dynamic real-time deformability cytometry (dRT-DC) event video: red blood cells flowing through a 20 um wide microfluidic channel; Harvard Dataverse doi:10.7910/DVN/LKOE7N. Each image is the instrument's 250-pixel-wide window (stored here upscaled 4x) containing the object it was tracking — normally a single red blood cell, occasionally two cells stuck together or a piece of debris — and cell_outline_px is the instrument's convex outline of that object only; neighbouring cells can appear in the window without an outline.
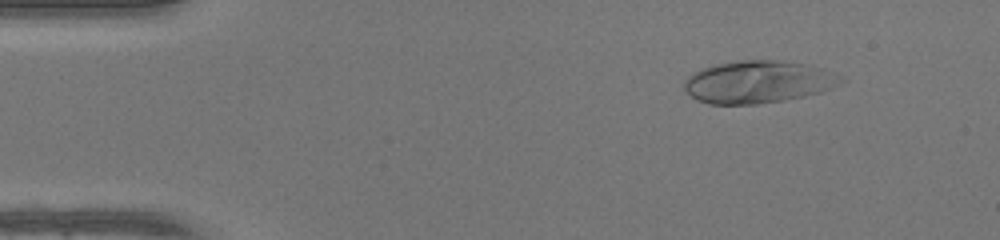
{"species": "human", "species_latin": "Homo sapiens", "temperature_condition": "warm", "stored_images_in_passage": 50, "camera_frame_rate_fps": 3000, "um_per_image_px": 0.085, "donor": {"sex": "female"}, "frame": {"image": 1, "passage_image": 7, "time_ms": 2.0, "image_size_px": [1000, 240], "cell_outline_px": [[848, 80], [832, 88], [820, 92], [804, 96], [784, 100], [756, 104], [708, 104], [696, 100], [684, 88], [684, 80], [692, 72], [700, 68], [712, 64], [736, 60], [776, 60], [804, 64]], "centroid_in_image_um": [64.34, 6.97], "position_along_channel_um": 20.7, "area_um2": 38.55}}
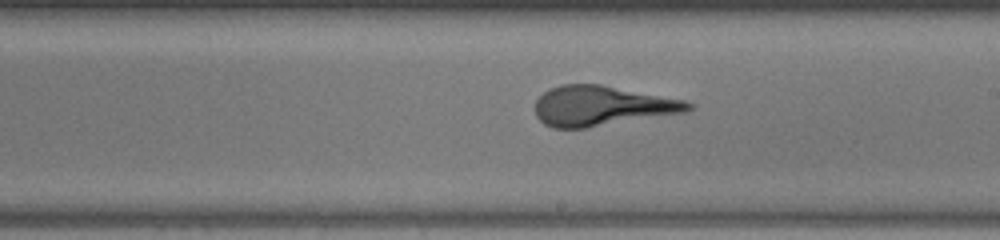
{"frame": {"image": 2, "passage_image": 29, "time_ms": 9.333, "image_size_px": [1000, 240], "cell_outline_px": [[692, 108], [684, 112], [584, 128], [552, 128], [544, 124], [536, 116], [536, 100], [548, 88], [560, 84], [600, 84], [684, 100], [692, 104]], "centroid_in_image_um": [51.1, 8.99], "position_along_channel_um": 237.9, "area_um2": 35.26}}
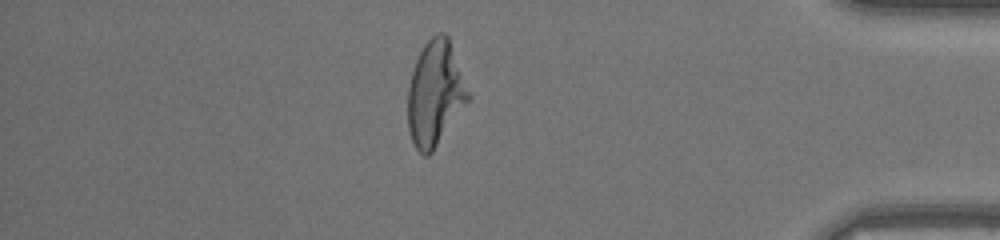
{"frame": {"image": 3, "passage_image": 43, "time_ms": 14.0, "image_size_px": [1000, 240], "cell_outline_px": [[472, 96], [432, 152], [428, 156], [424, 156], [416, 148], [412, 140], [408, 128], [408, 88], [412, 72], [416, 60], [424, 44], [436, 32], [444, 32], [448, 36]], "centroid_in_image_um": [37.0, 7.93], "position_along_channel_um": 398.2, "area_um2": 36.82}}